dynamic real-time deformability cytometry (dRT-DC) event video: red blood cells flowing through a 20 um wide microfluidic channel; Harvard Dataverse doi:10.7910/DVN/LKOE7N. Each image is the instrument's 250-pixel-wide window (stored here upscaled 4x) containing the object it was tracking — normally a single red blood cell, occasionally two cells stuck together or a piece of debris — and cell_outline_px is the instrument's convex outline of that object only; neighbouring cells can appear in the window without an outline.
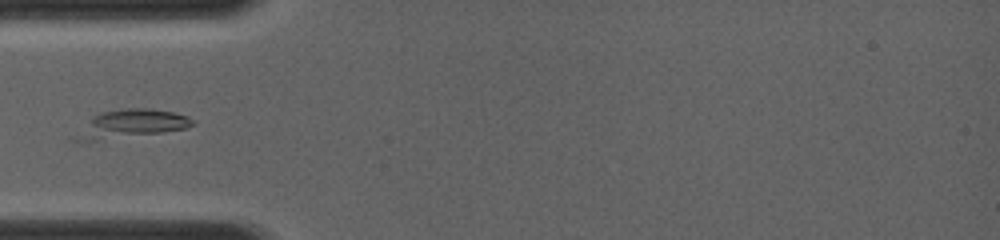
{"species": "common noctule bat (a hibernating species)", "species_latin": "Nyctalus noctula", "temperature_condition": "room temperature", "stored_images_in_passage": 7, "camera_frame_rate_fps": 4000, "um_per_image_px": 0.085, "animal": {"sex": "female", "body_mass_g": 19.0, "forearm_length_mm": 56.7}, "frame": {"image": 1, "passage_image": 1, "time_ms": 0.0, "image_size_px": [1000, 240], "cell_outline_px": [[196, 124], [184, 128], [156, 132], [128, 132], [108, 128], [92, 124], [92, 116], [100, 112], [120, 108], [152, 108], [172, 112], [188, 116]], "centroid_in_image_um": [12.03, 10.21], "position_along_channel_um": 73.0, "area_um2": 13.81}}
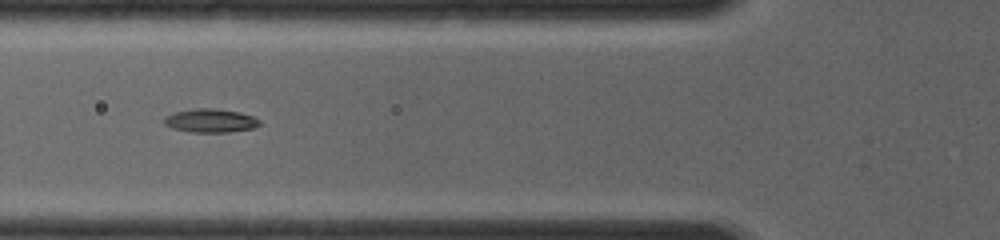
{"frame": {"image": 2, "passage_image": 6, "time_ms": 0.75, "image_size_px": [1000, 240], "cell_outline_px": [[260, 124], [252, 128], [224, 132], [192, 132], [176, 128], [164, 124], [164, 120], [168, 116], [176, 112], [196, 108], [216, 108], [240, 112], [252, 116], [260, 120]], "centroid_in_image_um": [17.93, 10.24], "position_along_channel_um": 107.9, "area_um2": 12.77}}